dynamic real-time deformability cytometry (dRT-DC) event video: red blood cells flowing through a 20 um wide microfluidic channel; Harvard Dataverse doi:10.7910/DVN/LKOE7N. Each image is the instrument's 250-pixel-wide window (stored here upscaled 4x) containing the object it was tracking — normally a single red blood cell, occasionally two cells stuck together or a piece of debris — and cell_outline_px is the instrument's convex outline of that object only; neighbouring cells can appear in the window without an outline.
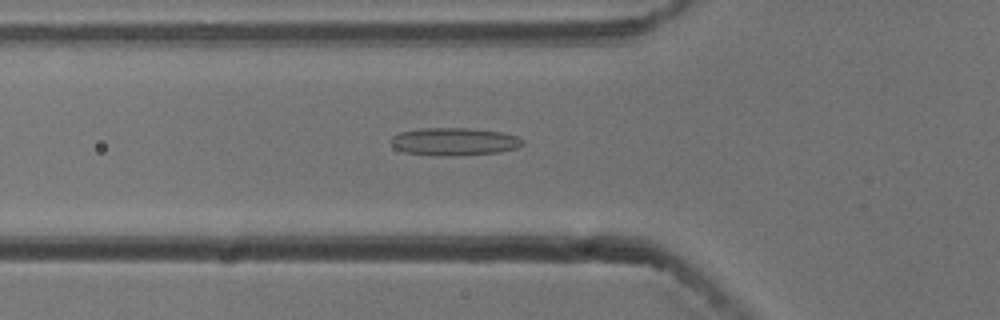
{"species": "common noctule bat (a hibernating species)", "species_latin": "Nyctalus noctula", "temperature_condition": "cold", "stored_images_in_passage": 54, "camera_frame_rate_fps": 3000, "um_per_image_px": 0.085, "animal": {"sex": "male", "body_mass_g": 13.3}, "frame": {"image": 1, "passage_image": 19, "time_ms": 6.0, "image_size_px": [1000, 320], "cell_outline_px": [[524, 144], [516, 148], [496, 152], [448, 156], [436, 156], [404, 152], [396, 148], [388, 140], [392, 136], [400, 132], [420, 128], [468, 128], [500, 132], [516, 136], [524, 140]], "centroid_in_image_um": [38.56, 12.03], "position_along_channel_um": 87.2, "area_um2": 21.21}}
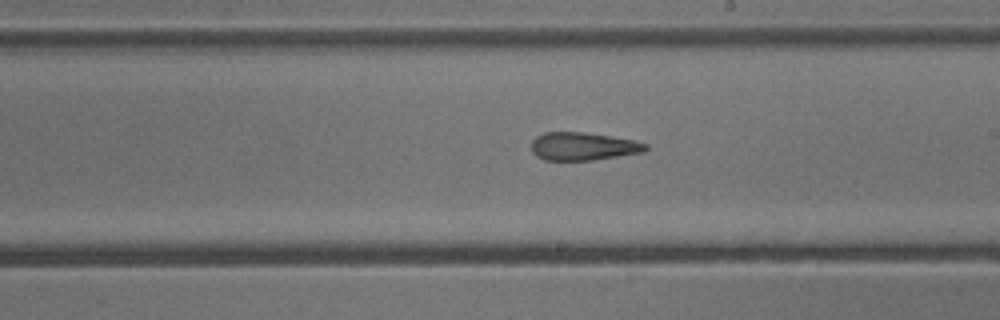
{"frame": {"image": 2, "passage_image": 31, "time_ms": 10.0, "image_size_px": [1000, 320], "cell_outline_px": [[648, 148], [644, 152], [592, 160], [544, 160], [536, 156], [532, 152], [532, 140], [536, 136], [544, 132], [584, 132], [636, 140], [648, 144]], "centroid_in_image_um": [49.57, 12.43], "position_along_channel_um": 239.4, "area_um2": 18.73}}
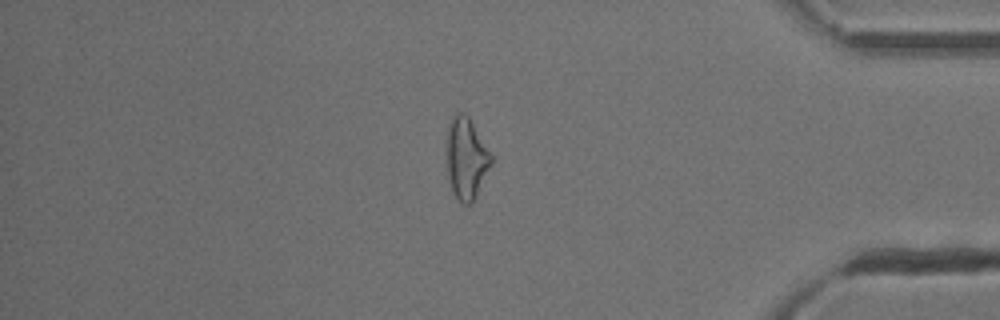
{"frame": {"image": 3, "passage_image": 46, "time_ms": 15.0, "image_size_px": [1000, 320], "cell_outline_px": [[492, 164], [472, 204], [464, 204], [456, 196], [452, 188], [448, 176], [444, 152], [448, 128], [452, 116], [456, 112], [464, 112], [468, 116], [492, 156]], "centroid_in_image_um": [39.6, 13.44], "position_along_channel_um": 395.6, "area_um2": 21.27}, "authors_computed_cell_mechanics": {"area_um2": 20.7502, "velocity_mm_per_s": 3.7783, "shape_relaxation_time_tau1_ms": null, "shape_relaxation_time_tau2_ms": 3.8037, "deformation_change_tau1": null, "deformation_change_tau2": 0.1479}}